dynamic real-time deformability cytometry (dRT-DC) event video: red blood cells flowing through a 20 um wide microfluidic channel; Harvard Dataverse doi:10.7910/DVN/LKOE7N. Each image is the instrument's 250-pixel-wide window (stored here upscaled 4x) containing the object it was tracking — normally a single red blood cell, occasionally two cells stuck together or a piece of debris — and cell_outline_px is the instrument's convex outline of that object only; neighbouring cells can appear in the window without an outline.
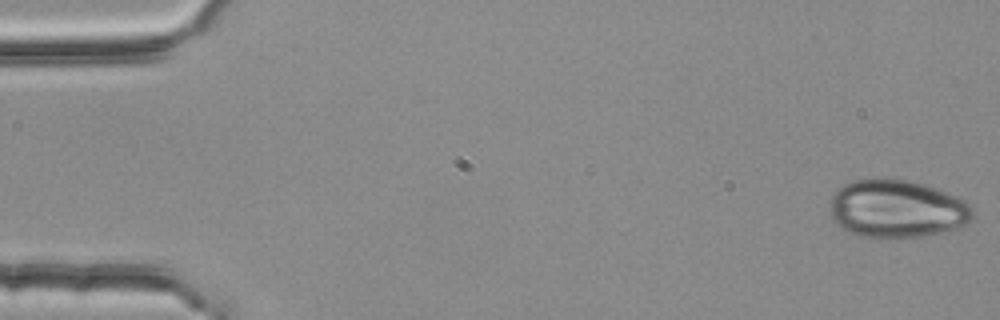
{"species": "common noctule bat (a hibernating species)", "species_latin": "Nyctalus noctula", "temperature_condition": "room temperature", "stored_images_in_passage": 4, "camera_frame_rate_fps": 3000, "um_per_image_px": 0.085, "animal": {"sex": "female", "body_mass_g": 25.1}, "frame": {"image": 1, "passage_image": 1, "time_ms": 0.0, "image_size_px": [1000, 320], "cell_outline_px": [[972, 220], [956, 228], [940, 232], [920, 236], [892, 240], [876, 240], [860, 236], [848, 232], [840, 228], [832, 220], [832, 196], [844, 184], [856, 180], [908, 180], [924, 184], [936, 188], [956, 196], [964, 200], [972, 208]], "centroid_in_image_um": [76.22, 17.81], "position_along_channel_um": 8.8, "area_um2": 48.21}}